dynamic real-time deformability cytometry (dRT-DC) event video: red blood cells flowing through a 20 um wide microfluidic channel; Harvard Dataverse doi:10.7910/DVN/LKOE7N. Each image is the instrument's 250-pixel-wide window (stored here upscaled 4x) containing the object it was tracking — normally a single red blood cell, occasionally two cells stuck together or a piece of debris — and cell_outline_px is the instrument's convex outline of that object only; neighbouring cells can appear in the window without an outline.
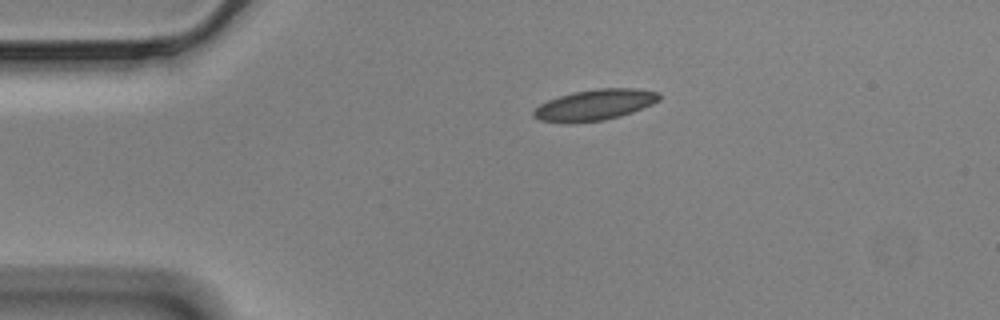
{"species": "Egyptian fruit bat (a non-hibernating species)", "species_latin": "Rousettus aegyptiacus", "temperature_condition": "cold", "stored_images_in_passage": 47, "camera_frame_rate_fps": 3000, "um_per_image_px": 0.085, "animal": {"sex": "male"}, "frame": {"image": 1, "passage_image": 1, "time_ms": 0.0, "image_size_px": [1000, 320], "cell_outline_px": [[660, 100], [652, 104], [632, 112], [620, 116], [604, 120], [568, 124], [540, 120], [532, 116], [532, 112], [540, 104], [548, 100], [572, 92], [596, 88], [636, 88], [660, 92]], "centroid_in_image_um": [50.55, 8.92], "position_along_channel_um": 34.5, "area_um2": 22.83}}
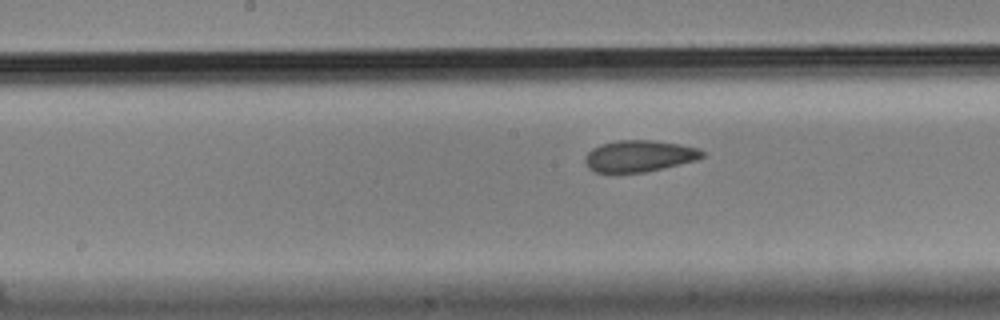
{"frame": {"image": 2, "passage_image": 18, "time_ms": 5.667, "image_size_px": [1000, 320], "cell_outline_px": [[704, 156], [696, 160], [644, 172], [596, 172], [588, 168], [584, 160], [584, 156], [592, 148], [600, 144], [620, 140], [652, 140], [680, 144], [700, 148], [704, 152]], "centroid_in_image_um": [54.32, 13.25], "position_along_channel_um": 193.9, "area_um2": 21.44}}
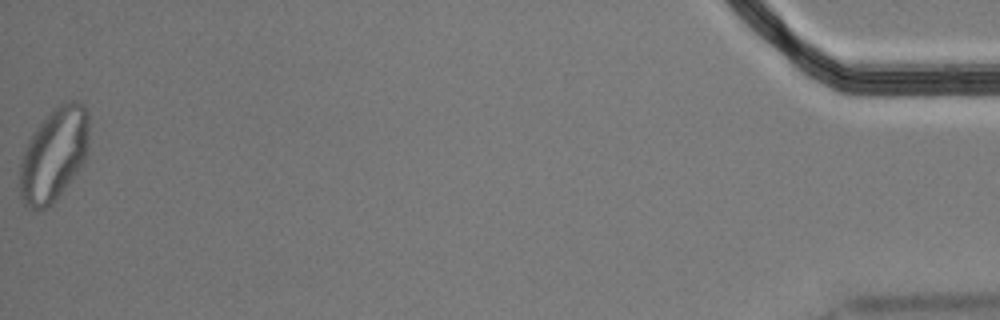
{"frame": {"image": 3, "passage_image": 47, "time_ms": 15.333, "image_size_px": [1000, 320], "cell_outline_px": [[88, 152], [84, 160], [60, 196], [56, 200], [44, 208], [36, 212], [24, 204], [20, 196], [20, 160], [24, 148], [28, 140], [36, 128], [60, 104], [68, 100], [80, 100], [84, 104], [88, 112]], "centroid_in_image_um": [4.58, 13.15], "position_along_channel_um": 430.6, "area_um2": 37.63}, "authors_computed_cell_mechanics": {"area_um2": 22.4264, "velocity_mm_per_s": 3.4602, "shape_relaxation_time_tau1_ms": 5.3171, "shape_relaxation_time_tau2_ms": 2.3091, "deformation_change_tau1": 0.1239, "deformation_change_tau2": 0.0544}}